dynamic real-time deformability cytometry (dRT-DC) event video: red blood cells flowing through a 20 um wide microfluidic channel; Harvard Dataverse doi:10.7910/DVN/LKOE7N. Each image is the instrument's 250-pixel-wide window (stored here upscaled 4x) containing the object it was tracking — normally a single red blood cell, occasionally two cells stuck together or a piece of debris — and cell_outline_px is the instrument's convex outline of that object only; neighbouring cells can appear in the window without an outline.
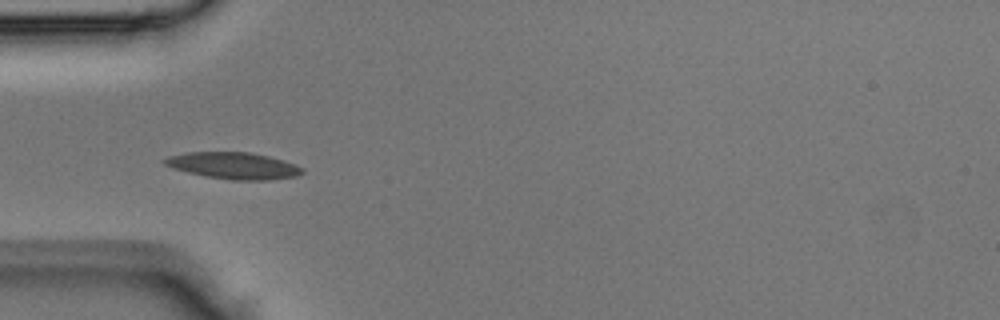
{"species": "Egyptian fruit bat (a non-hibernating species)", "species_latin": "Rousettus aegyptiacus", "temperature_condition": "room temperature", "stored_images_in_passage": 3, "camera_frame_rate_fps": 3000, "um_per_image_px": 0.085, "animal": {"sex": "male"}, "frame": {"image": 1, "passage_image": 3, "time_ms": 0.667, "image_size_px": [1000, 320], "cell_outline_px": [[304, 172], [296, 176], [268, 180], [232, 180], [208, 176], [188, 172], [172, 168], [164, 164], [160, 160], [168, 156], [184, 152], [252, 152], [284, 160], [304, 168]], "centroid_in_image_um": [19.83, 14.07], "position_along_channel_um": 65.2, "area_um2": 21.44}}